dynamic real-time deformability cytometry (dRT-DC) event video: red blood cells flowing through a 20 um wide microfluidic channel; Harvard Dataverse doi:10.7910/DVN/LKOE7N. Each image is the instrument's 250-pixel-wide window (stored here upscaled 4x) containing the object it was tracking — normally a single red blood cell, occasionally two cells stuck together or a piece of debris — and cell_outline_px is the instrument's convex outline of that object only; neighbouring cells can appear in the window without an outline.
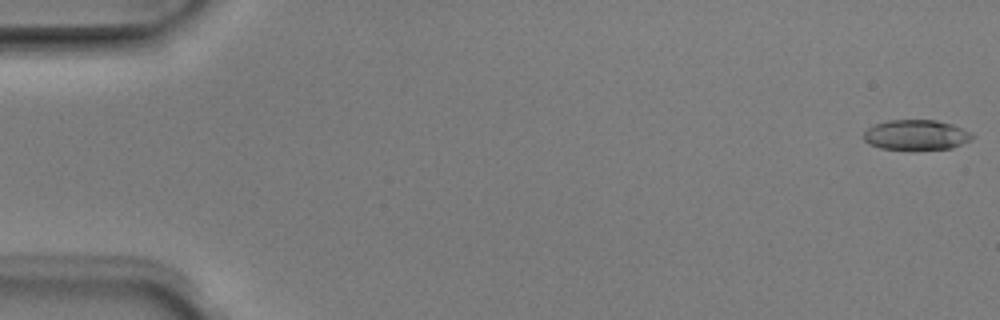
{"species": "Egyptian fruit bat (a non-hibernating species)", "species_latin": "Rousettus aegyptiacus", "temperature_condition": "room temperature", "stored_images_in_passage": 6, "camera_frame_rate_fps": 3000, "um_per_image_px": 0.085, "animal": {"sex": "male"}, "frame": {"image": 1, "passage_image": 1, "time_ms": 0.0, "image_size_px": [1000, 320], "cell_outline_px": [[976, 136], [972, 140], [952, 148], [912, 152], [880, 148], [868, 144], [864, 140], [864, 132], [868, 128], [876, 124], [888, 120], [936, 120], [952, 124], [972, 132]], "centroid_in_image_um": [77.91, 11.51], "position_along_channel_um": 7.1, "area_um2": 19.88}}
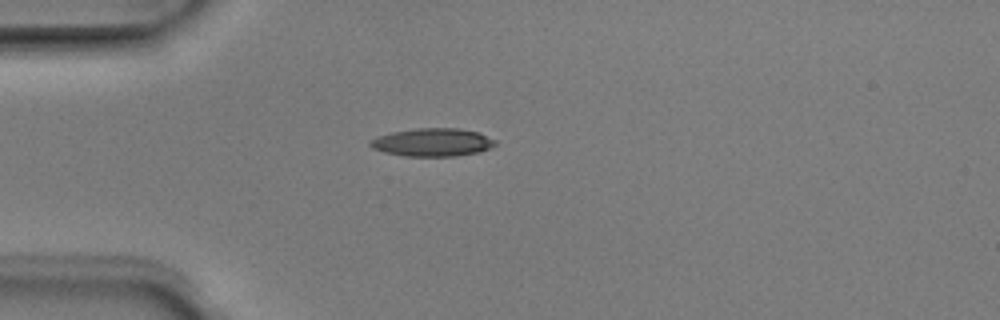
{"frame": {"image": 2, "passage_image": 4, "time_ms": 1.0, "image_size_px": [1000, 320], "cell_outline_px": [[496, 144], [488, 148], [476, 152], [456, 156], [404, 156], [384, 152], [372, 148], [368, 144], [368, 140], [376, 136], [392, 132], [416, 128], [460, 128], [480, 132], [496, 140]], "centroid_in_image_um": [36.73, 12.08], "position_along_channel_um": 48.3, "area_um2": 20.58}}
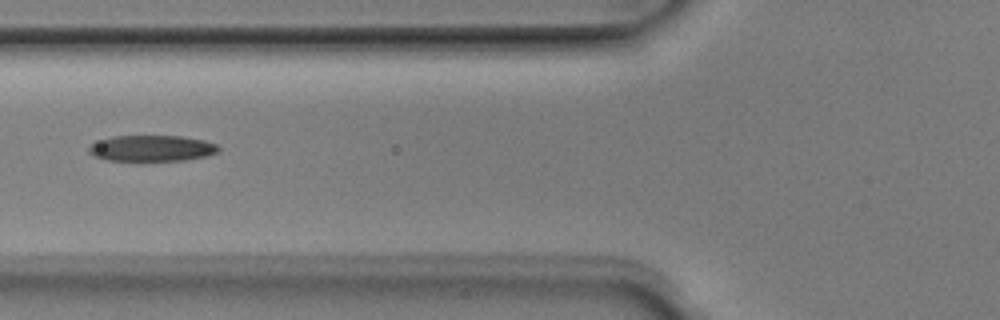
{"frame": {"image": 3, "passage_image": 6, "time_ms": 1.667, "image_size_px": [1000, 320], "cell_outline_px": [[220, 152], [208, 156], [184, 160], [108, 160], [96, 156], [88, 152], [88, 144], [112, 136], [180, 136], [204, 140], [216, 144], [220, 148]], "centroid_in_image_um": [12.92, 12.6], "position_along_channel_um": 112.9, "area_um2": 19.65}}